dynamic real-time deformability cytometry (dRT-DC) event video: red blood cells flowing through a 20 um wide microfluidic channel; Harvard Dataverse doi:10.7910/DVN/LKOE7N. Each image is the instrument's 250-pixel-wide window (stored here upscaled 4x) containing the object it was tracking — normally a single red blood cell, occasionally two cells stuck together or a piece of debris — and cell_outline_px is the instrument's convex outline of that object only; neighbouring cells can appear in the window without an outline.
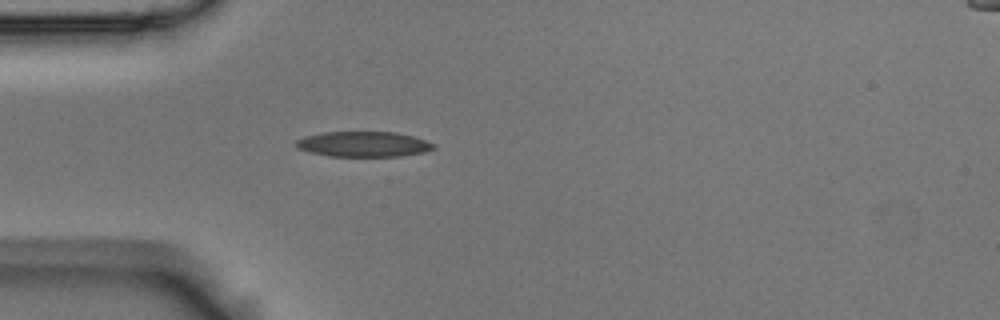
{"species": "Egyptian fruit bat (a non-hibernating species)", "species_latin": "Rousettus aegyptiacus", "temperature_condition": "room temperature", "stored_images_in_passage": 4, "camera_frame_rate_fps": 3000, "um_per_image_px": 0.085, "animal": {"sex": "male"}, "frame": {"image": 1, "passage_image": 4, "time_ms": 1.0, "image_size_px": [1000, 320], "cell_outline_px": [[436, 148], [424, 152], [400, 156], [328, 156], [296, 148], [292, 144], [296, 140], [304, 136], [324, 132], [396, 132], [412, 136], [436, 144]], "centroid_in_image_um": [30.87, 12.25], "position_along_channel_um": 54.1, "area_um2": 20.35}}